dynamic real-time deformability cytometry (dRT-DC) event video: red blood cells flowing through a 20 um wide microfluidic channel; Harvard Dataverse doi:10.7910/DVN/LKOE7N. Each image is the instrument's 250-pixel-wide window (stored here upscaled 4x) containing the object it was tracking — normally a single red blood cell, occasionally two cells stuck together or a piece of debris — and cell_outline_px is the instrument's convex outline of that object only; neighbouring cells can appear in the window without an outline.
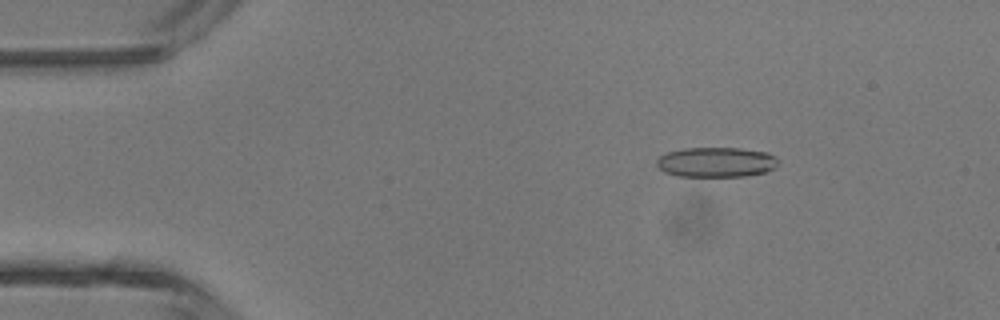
{"species": "common noctule bat (a hibernating species)", "species_latin": "Nyctalus noctula", "temperature_condition": "room temperature", "stored_images_in_passage": 4, "camera_frame_rate_fps": 3000, "um_per_image_px": 0.085, "animal": {"sex": "male", "body_mass_g": 13.3}, "frame": {"image": 1, "passage_image": 2, "time_ms": 1.333, "image_size_px": [1000, 320], "cell_outline_px": [[780, 160], [772, 168], [764, 172], [744, 176], [676, 176], [664, 172], [656, 164], [656, 160], [660, 156], [668, 152], [684, 148], [740, 148], [768, 152], [776, 156]], "centroid_in_image_um": [60.87, 13.78], "position_along_channel_um": 24.1, "area_um2": 21.21}}